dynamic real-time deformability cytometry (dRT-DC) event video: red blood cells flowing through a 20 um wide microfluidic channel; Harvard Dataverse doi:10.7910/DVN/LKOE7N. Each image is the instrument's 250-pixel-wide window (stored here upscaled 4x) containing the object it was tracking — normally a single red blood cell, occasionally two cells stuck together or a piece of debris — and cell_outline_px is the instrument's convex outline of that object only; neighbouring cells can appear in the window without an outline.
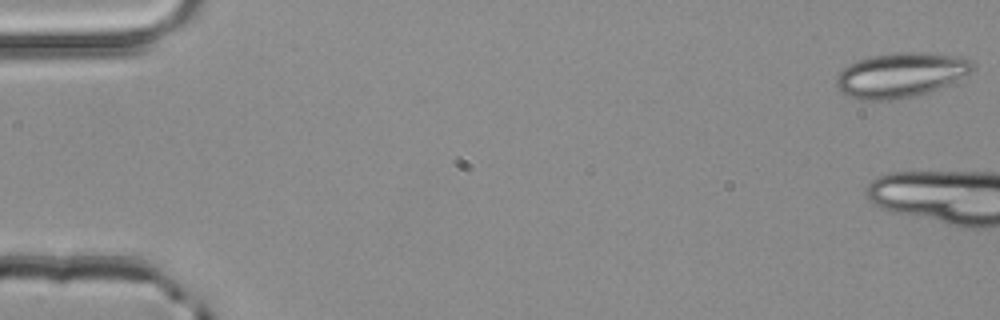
{"species": "common noctule bat (a hibernating species)", "species_latin": "Nyctalus noctula", "temperature_condition": "room temperature", "stored_images_in_passage": 6, "camera_frame_rate_fps": 3000, "um_per_image_px": 0.085, "animal": {"sex": "male", "body_mass_g": 20.4}, "frame": {"image": 1, "passage_image": 1, "time_ms": 0.0, "image_size_px": [1000, 320], "cell_outline_px": [[972, 68], [968, 72], [948, 84], [916, 96], [888, 100], [860, 100], [848, 96], [840, 92], [836, 88], [836, 76], [848, 64], [856, 60], [872, 56], [896, 52], [924, 52], [956, 56], [972, 60]], "centroid_in_image_um": [76.47, 6.37], "position_along_channel_um": 8.5, "area_um2": 35.26}}